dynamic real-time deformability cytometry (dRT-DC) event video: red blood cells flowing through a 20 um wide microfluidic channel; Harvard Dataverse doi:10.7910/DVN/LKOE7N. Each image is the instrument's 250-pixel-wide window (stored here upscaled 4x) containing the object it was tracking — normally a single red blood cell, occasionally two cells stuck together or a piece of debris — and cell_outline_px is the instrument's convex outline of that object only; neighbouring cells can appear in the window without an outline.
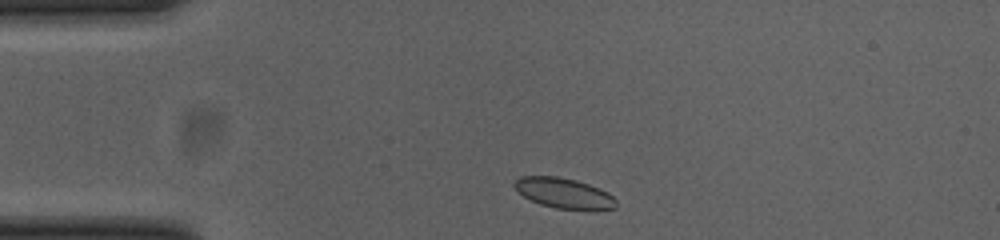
{"species": "common noctule bat (a hibernating species)", "species_latin": "Nyctalus noctula", "temperature_condition": "cold", "stored_images_in_passage": 44, "camera_frame_rate_fps": 3000, "um_per_image_px": 0.085, "animal": {"sex": "female", "body_mass_g": 23.0, "forearm_length_mm": 53.4}, "frame": {"image": 1, "passage_image": 2, "time_ms": 0.333, "image_size_px": [1000, 240], "cell_outline_px": [[616, 208], [596, 212], [556, 208], [540, 204], [524, 196], [512, 184], [520, 176], [556, 176], [576, 180], [588, 184], [608, 192], [616, 200]], "centroid_in_image_um": [48.0, 16.45], "position_along_channel_um": 37.0, "area_um2": 18.26}}
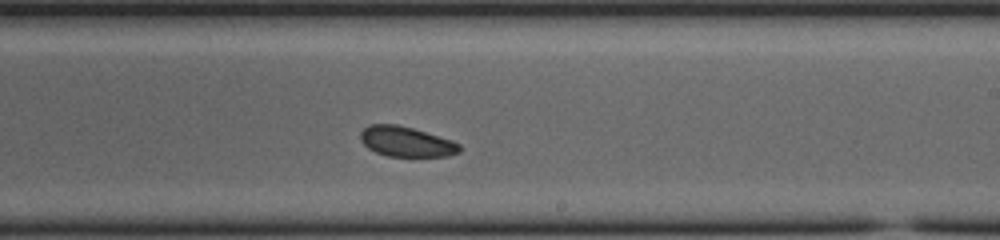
{"frame": {"image": 2, "passage_image": 22, "time_ms": 7.0, "image_size_px": [1000, 240], "cell_outline_px": [[460, 152], [448, 156], [388, 156], [376, 152], [368, 148], [360, 140], [360, 132], [368, 124], [396, 124], [412, 128], [460, 144]], "centroid_in_image_um": [34.47, 12.04], "position_along_channel_um": 254.5, "area_um2": 17.11}}
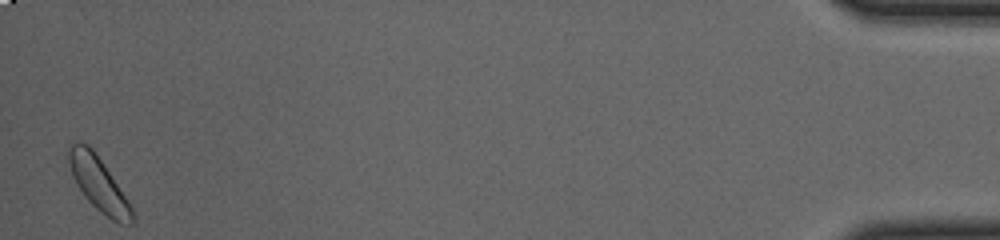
{"frame": {"image": 3, "passage_image": 43, "time_ms": 14.0, "image_size_px": [1000, 240], "cell_outline_px": [[136, 216], [132, 224], [120, 224], [112, 220], [100, 212], [84, 196], [72, 176], [68, 160], [68, 152], [72, 144], [88, 144], [92, 148], [128, 200]], "centroid_in_image_um": [8.41, 15.7], "position_along_channel_um": 426.8, "area_um2": 19.48}, "authors_computed_cell_mechanics": {"area_um2": 18.1492, "velocity_mm_per_s": 3.7835, "shape_relaxation_time_tau1_ms": null, "shape_relaxation_time_tau2_ms": 1.5469, "deformation_change_tau1": null, "deformation_change_tau2": 0.0435}}